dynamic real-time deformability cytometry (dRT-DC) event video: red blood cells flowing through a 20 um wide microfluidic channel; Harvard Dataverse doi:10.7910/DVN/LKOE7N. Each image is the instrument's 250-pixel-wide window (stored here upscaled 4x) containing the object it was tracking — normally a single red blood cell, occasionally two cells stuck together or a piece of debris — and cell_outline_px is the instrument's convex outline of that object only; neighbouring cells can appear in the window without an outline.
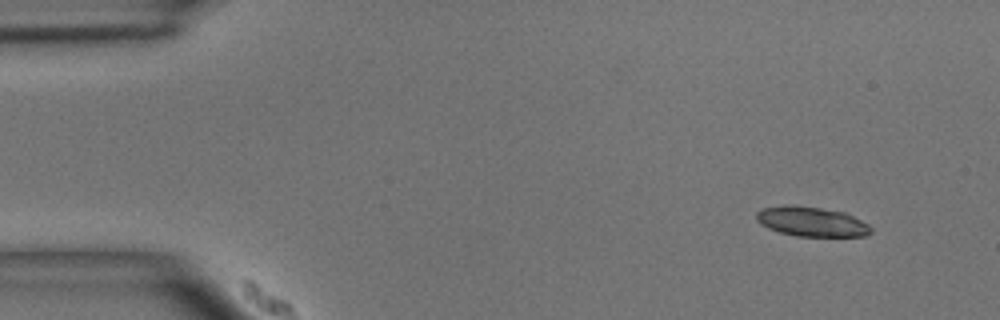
{"species": "common noctule bat (a hibernating species)", "species_latin": "Nyctalus noctula", "temperature_condition": "room temperature", "stored_images_in_passage": 16, "camera_frame_rate_fps": 3000, "um_per_image_px": 0.085, "animal": {"sex": "male", "body_mass_g": 15.6}, "frame": {"image": 1, "passage_image": 1, "time_ms": 0.0, "image_size_px": [1000, 320], "cell_outline_px": [[872, 232], [864, 236], [796, 236], [780, 232], [768, 228], [760, 224], [756, 220], [756, 212], [760, 208], [788, 204], [820, 208], [844, 212], [868, 224], [872, 228]], "centroid_in_image_um": [68.94, 18.83], "position_along_channel_um": 16.1, "area_um2": 19.83}}